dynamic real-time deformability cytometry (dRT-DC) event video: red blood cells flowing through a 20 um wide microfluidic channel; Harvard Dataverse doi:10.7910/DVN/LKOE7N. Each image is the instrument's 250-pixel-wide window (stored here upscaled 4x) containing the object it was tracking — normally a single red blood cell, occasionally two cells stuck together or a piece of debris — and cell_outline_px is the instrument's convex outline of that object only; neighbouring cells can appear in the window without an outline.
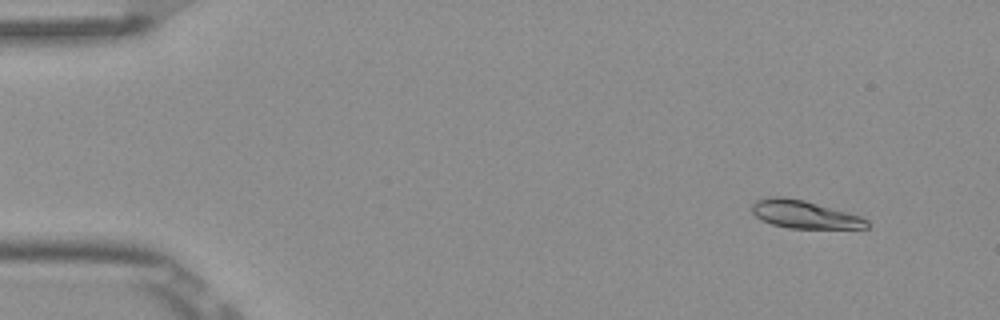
{"species": "Egyptian fruit bat (a non-hibernating species)", "species_latin": "Rousettus aegyptiacus", "temperature_condition": "room temperature", "stored_images_in_passage": 4, "camera_frame_rate_fps": 3000, "um_per_image_px": 0.085, "frame": {"image": 1, "passage_image": 1, "time_ms": 0.0, "image_size_px": [1000, 320], "cell_outline_px": [[868, 228], [788, 228], [772, 224], [760, 220], [752, 212], [752, 204], [756, 200], [764, 196], [784, 196], [804, 200], [848, 212], [860, 216], [868, 220]], "centroid_in_image_um": [68.33, 18.21], "position_along_channel_um": 16.7, "area_um2": 18.79}}
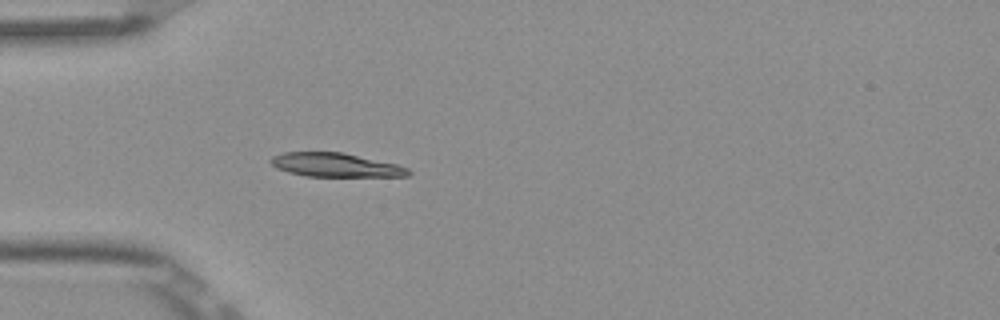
{"frame": {"image": 2, "passage_image": 4, "time_ms": 1.0, "image_size_px": [1000, 320], "cell_outline_px": [[412, 172], [408, 176], [308, 176], [288, 172], [276, 168], [268, 160], [272, 156], [284, 152], [344, 152], [396, 164], [408, 168]], "centroid_in_image_um": [28.5, 14.01], "position_along_channel_um": 56.5, "area_um2": 19.07}}